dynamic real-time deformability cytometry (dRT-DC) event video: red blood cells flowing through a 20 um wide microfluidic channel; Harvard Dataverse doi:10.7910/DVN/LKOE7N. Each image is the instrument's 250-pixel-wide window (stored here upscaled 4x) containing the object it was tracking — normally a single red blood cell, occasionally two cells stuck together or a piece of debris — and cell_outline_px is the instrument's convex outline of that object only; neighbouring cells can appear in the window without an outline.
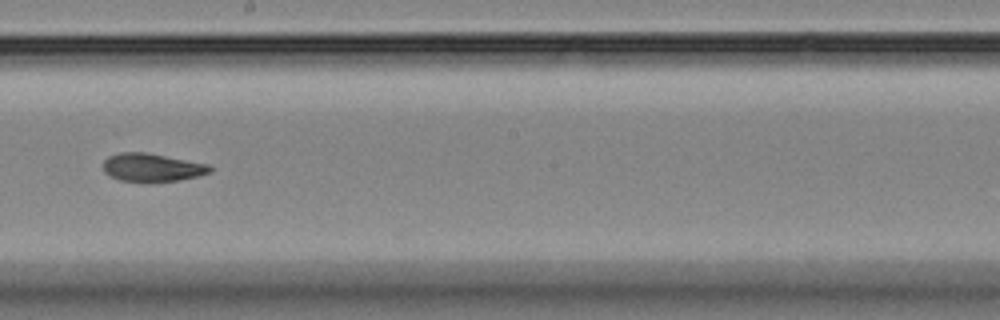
{"species": "Egyptian fruit bat (a non-hibernating species)", "species_latin": "Rousettus aegyptiacus", "temperature_condition": "room temperature", "stored_images_in_passage": 13, "camera_frame_rate_fps": 3000, "um_per_image_px": 0.085, "animal": {"sex": "female"}, "frame": {"image": 1, "passage_image": 8, "time_ms": 9.333, "image_size_px": [1000, 320], "cell_outline_px": [[212, 172], [196, 176], [176, 180], [152, 184], [120, 180], [108, 176], [104, 172], [104, 160], [108, 156], [120, 152], [144, 152], [208, 164], [212, 168]], "centroid_in_image_um": [12.88, 14.26], "position_along_channel_um": 235.3, "area_um2": 17.8}}
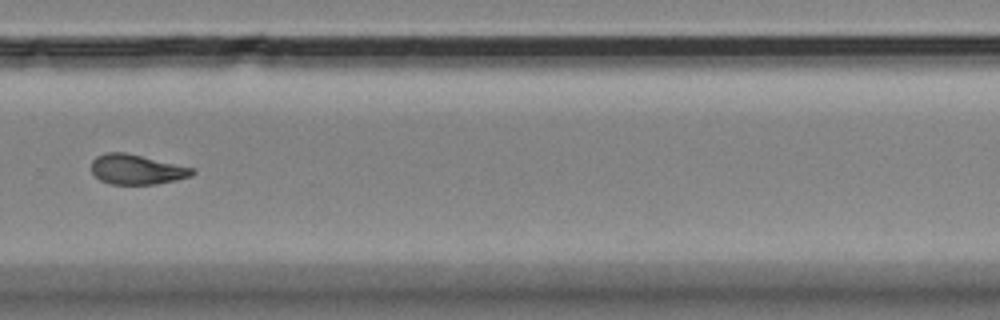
{"frame": {"image": 2, "passage_image": 10, "time_ms": 11.667, "image_size_px": [1000, 320], "cell_outline_px": [[196, 172], [192, 176], [176, 180], [156, 184], [112, 184], [100, 180], [92, 172], [92, 160], [96, 156], [104, 152], [124, 152], [196, 168]], "centroid_in_image_um": [11.65, 14.4], "position_along_channel_um": 318.2, "area_um2": 17.69}}
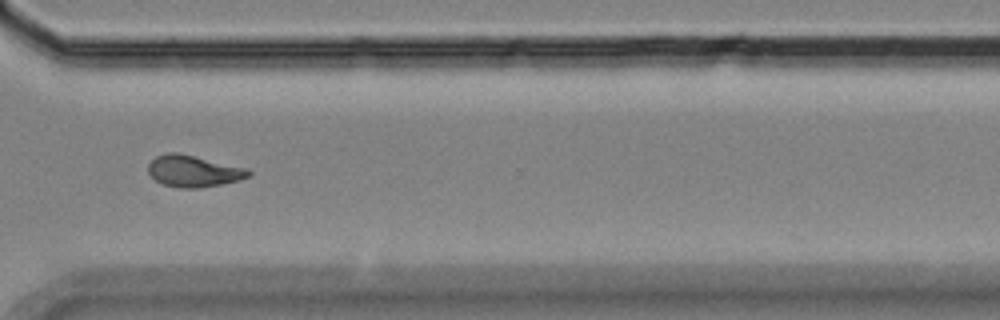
{"frame": {"image": 3, "passage_image": 11, "time_ms": 12.667, "image_size_px": [1000, 320], "cell_outline_px": [[252, 172], [248, 176], [240, 180], [200, 188], [180, 188], [164, 184], [156, 180], [148, 172], [148, 164], [156, 156], [168, 152], [176, 152], [248, 168]], "centroid_in_image_um": [16.45, 14.54], "position_along_channel_um": 354.1, "area_um2": 18.32}, "authors_computed_cell_mechanics": {"area_um2": 18.3226, "velocity_mm_per_s": 3.5735, "shape_relaxation_time_tau1_ms": 4.0591, "shape_relaxation_time_tau2_ms": 2.1256, "deformation_change_tau1": 0.1296, "deformation_change_tau2": 0.0772}}